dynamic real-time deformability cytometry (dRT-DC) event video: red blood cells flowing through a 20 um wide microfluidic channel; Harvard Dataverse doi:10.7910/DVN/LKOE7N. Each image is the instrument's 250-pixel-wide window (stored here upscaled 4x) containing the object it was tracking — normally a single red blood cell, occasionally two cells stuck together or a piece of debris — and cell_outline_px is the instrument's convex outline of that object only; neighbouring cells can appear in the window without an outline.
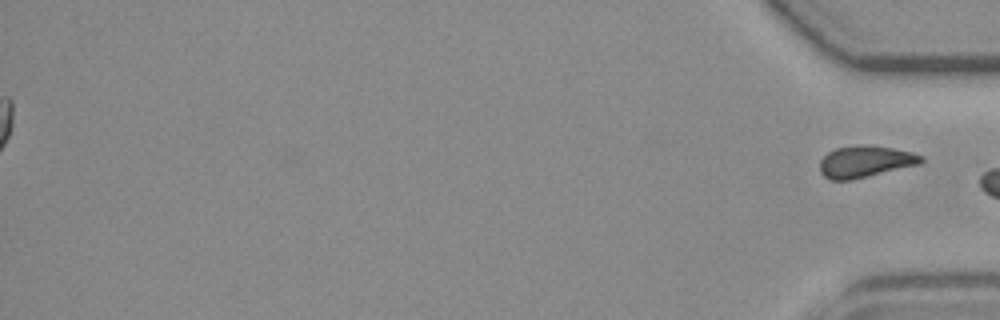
{"species": "common noctule bat (a hibernating species)", "species_latin": "Nyctalus noctula", "temperature_condition": "room temperature", "stored_images_in_passage": 43, "segment_of_instrument_passage": [2, 2], "camera_frame_rate_fps": 3000, "um_per_image_px": 0.085, "animal": {"sex": "female", "body_mass_g": 19.3, "forearm_length_mm": 54.1}, "frame": {"image": 1, "passage_image": 43, "time_ms": 14.0, "image_size_px": [1000, 320], "cell_outline_px": [[924, 160], [920, 164], [852, 180], [828, 180], [820, 172], [820, 160], [828, 152], [836, 148], [860, 144], [868, 144], [892, 148], [912, 152], [924, 156]], "centroid_in_image_um": [73.54, 13.73], "position_along_channel_um": 361.7, "area_um2": 18.9}}